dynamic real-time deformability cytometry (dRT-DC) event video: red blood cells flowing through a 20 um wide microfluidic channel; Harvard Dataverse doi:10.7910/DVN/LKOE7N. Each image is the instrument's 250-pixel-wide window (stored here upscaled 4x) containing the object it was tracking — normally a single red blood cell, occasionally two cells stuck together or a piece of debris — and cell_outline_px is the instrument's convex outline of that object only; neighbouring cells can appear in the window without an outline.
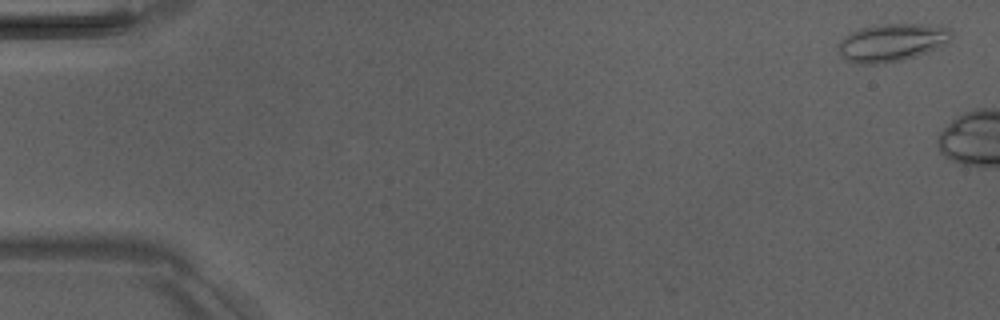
{"species": "Egyptian fruit bat (a non-hibernating species)", "species_latin": "Rousettus aegyptiacus", "temperature_condition": "room temperature", "stored_images_in_passage": 3, "camera_frame_rate_fps": 3000, "um_per_image_px": 0.085, "animal": {"sex": "male"}, "frame": {"image": 1, "passage_image": 1, "time_ms": 0.0, "image_size_px": [1000, 320], "cell_outline_px": [[952, 36], [944, 44], [936, 48], [916, 56], [900, 60], [876, 64], [856, 64], [844, 60], [840, 56], [840, 40], [844, 36], [860, 28], [880, 24], [940, 24], [952, 28]], "centroid_in_image_um": [75.82, 3.6], "position_along_channel_um": 9.2, "area_um2": 25.03}}